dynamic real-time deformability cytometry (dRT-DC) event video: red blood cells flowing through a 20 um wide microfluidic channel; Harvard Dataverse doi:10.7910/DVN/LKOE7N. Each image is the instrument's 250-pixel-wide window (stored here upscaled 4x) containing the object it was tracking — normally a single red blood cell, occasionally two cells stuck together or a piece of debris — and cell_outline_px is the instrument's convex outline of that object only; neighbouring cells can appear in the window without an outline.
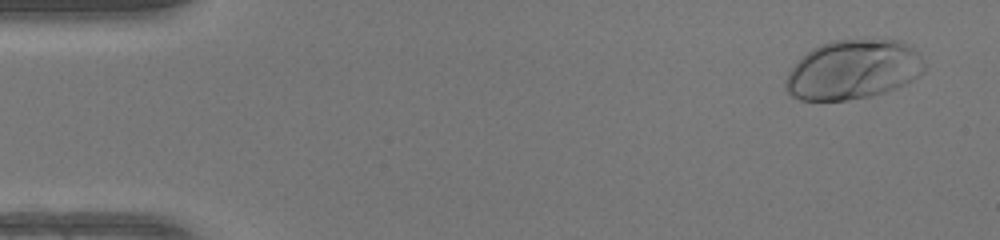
{"species": "human", "species_latin": "Homo sapiens", "temperature_condition": "warm", "stored_images_in_passage": 50, "camera_frame_rate_fps": 3000, "um_per_image_px": 0.085, "donor": {"sex": "female"}, "frame": {"image": 1, "passage_image": 3, "time_ms": 0.667, "image_size_px": [1000, 240], "cell_outline_px": [[924, 72], [920, 76], [904, 84], [884, 92], [868, 96], [844, 100], [800, 100], [792, 96], [784, 88], [784, 80], [788, 72], [812, 48], [820, 44], [836, 40], [904, 40], [912, 44], [924, 60]], "centroid_in_image_um": [72.54, 5.91], "position_along_channel_um": 12.5, "area_um2": 48.03}}
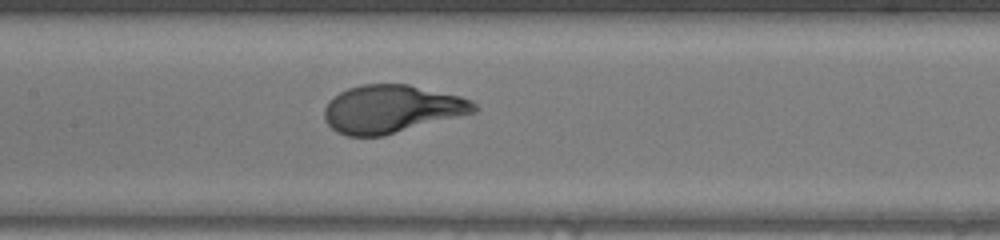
{"frame": {"image": 2, "passage_image": 24, "time_ms": 7.667, "image_size_px": [1000, 240], "cell_outline_px": [[480, 108], [476, 112], [384, 136], [348, 136], [336, 132], [324, 120], [324, 108], [328, 100], [332, 96], [348, 88], [364, 84], [408, 84], [460, 96], [472, 100]], "centroid_in_image_um": [33.28, 9.27], "position_along_channel_um": 174.1, "area_um2": 42.08}}
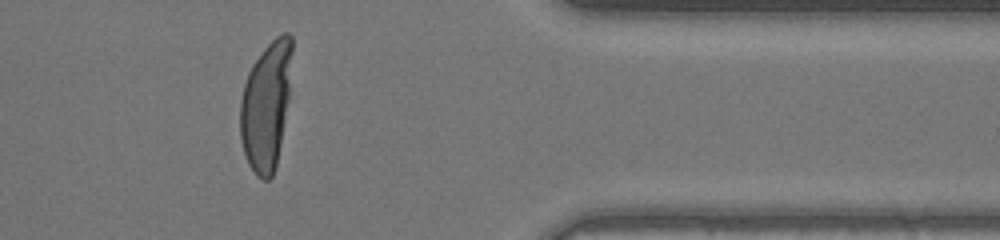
{"frame": {"image": 3, "passage_image": 41, "time_ms": 13.333, "image_size_px": [1000, 240], "cell_outline_px": [[292, 52], [288, 100], [276, 168], [272, 176], [268, 180], [264, 180], [256, 176], [248, 164], [244, 152], [240, 136], [240, 100], [244, 84], [248, 72], [252, 64], [264, 48], [276, 36], [284, 32], [288, 32], [292, 36]], "centroid_in_image_um": [22.61, 8.98], "position_along_channel_um": 388.8, "area_um2": 38.73}, "authors_computed_cell_mechanics": {"area_um2": 41.8472, "velocity_mm_per_s": 4.1517, "shape_relaxation_time_tau1_ms": 3.2286, "shape_relaxation_time_tau2_ms": null, "deformation_change_tau1": 0.2529, "deformation_change_tau2": null}}